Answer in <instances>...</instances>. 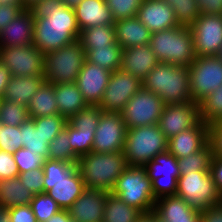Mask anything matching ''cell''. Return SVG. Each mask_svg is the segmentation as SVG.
Listing matches in <instances>:
<instances>
[{
    "label": "cell",
    "instance_id": "cell-1",
    "mask_svg": "<svg viewBox=\"0 0 222 222\" xmlns=\"http://www.w3.org/2000/svg\"><path fill=\"white\" fill-rule=\"evenodd\" d=\"M28 9L34 17L33 45L43 54L78 40L75 11L61 0H39Z\"/></svg>",
    "mask_w": 222,
    "mask_h": 222
},
{
    "label": "cell",
    "instance_id": "cell-2",
    "mask_svg": "<svg viewBox=\"0 0 222 222\" xmlns=\"http://www.w3.org/2000/svg\"><path fill=\"white\" fill-rule=\"evenodd\" d=\"M44 193L53 198L62 210H68L86 189L77 164L44 159Z\"/></svg>",
    "mask_w": 222,
    "mask_h": 222
},
{
    "label": "cell",
    "instance_id": "cell-3",
    "mask_svg": "<svg viewBox=\"0 0 222 222\" xmlns=\"http://www.w3.org/2000/svg\"><path fill=\"white\" fill-rule=\"evenodd\" d=\"M142 87L162 98L165 105L193 101L188 67L159 62L143 79Z\"/></svg>",
    "mask_w": 222,
    "mask_h": 222
},
{
    "label": "cell",
    "instance_id": "cell-4",
    "mask_svg": "<svg viewBox=\"0 0 222 222\" xmlns=\"http://www.w3.org/2000/svg\"><path fill=\"white\" fill-rule=\"evenodd\" d=\"M128 167L123 151L96 153L81 156L77 162L86 188L111 192L117 178Z\"/></svg>",
    "mask_w": 222,
    "mask_h": 222
},
{
    "label": "cell",
    "instance_id": "cell-5",
    "mask_svg": "<svg viewBox=\"0 0 222 222\" xmlns=\"http://www.w3.org/2000/svg\"><path fill=\"white\" fill-rule=\"evenodd\" d=\"M149 44L160 62L188 67L196 58L192 33L187 26L152 32Z\"/></svg>",
    "mask_w": 222,
    "mask_h": 222
},
{
    "label": "cell",
    "instance_id": "cell-6",
    "mask_svg": "<svg viewBox=\"0 0 222 222\" xmlns=\"http://www.w3.org/2000/svg\"><path fill=\"white\" fill-rule=\"evenodd\" d=\"M168 151V139L158 124L127 129L124 157L128 166L144 167L150 160Z\"/></svg>",
    "mask_w": 222,
    "mask_h": 222
},
{
    "label": "cell",
    "instance_id": "cell-7",
    "mask_svg": "<svg viewBox=\"0 0 222 222\" xmlns=\"http://www.w3.org/2000/svg\"><path fill=\"white\" fill-rule=\"evenodd\" d=\"M111 193L118 196L127 205L137 208L143 214L154 211L156 200L145 167L128 166L117 178Z\"/></svg>",
    "mask_w": 222,
    "mask_h": 222
},
{
    "label": "cell",
    "instance_id": "cell-8",
    "mask_svg": "<svg viewBox=\"0 0 222 222\" xmlns=\"http://www.w3.org/2000/svg\"><path fill=\"white\" fill-rule=\"evenodd\" d=\"M86 60V52L78 40L44 54V78L50 84L76 82Z\"/></svg>",
    "mask_w": 222,
    "mask_h": 222
},
{
    "label": "cell",
    "instance_id": "cell-9",
    "mask_svg": "<svg viewBox=\"0 0 222 222\" xmlns=\"http://www.w3.org/2000/svg\"><path fill=\"white\" fill-rule=\"evenodd\" d=\"M176 195L199 211L222 203V196L217 191L209 171L180 174Z\"/></svg>",
    "mask_w": 222,
    "mask_h": 222
},
{
    "label": "cell",
    "instance_id": "cell-10",
    "mask_svg": "<svg viewBox=\"0 0 222 222\" xmlns=\"http://www.w3.org/2000/svg\"><path fill=\"white\" fill-rule=\"evenodd\" d=\"M188 69L191 98L197 103L222 85V60L218 56L196 57Z\"/></svg>",
    "mask_w": 222,
    "mask_h": 222
},
{
    "label": "cell",
    "instance_id": "cell-11",
    "mask_svg": "<svg viewBox=\"0 0 222 222\" xmlns=\"http://www.w3.org/2000/svg\"><path fill=\"white\" fill-rule=\"evenodd\" d=\"M165 103L155 93L141 88L120 112L127 129L159 123Z\"/></svg>",
    "mask_w": 222,
    "mask_h": 222
},
{
    "label": "cell",
    "instance_id": "cell-12",
    "mask_svg": "<svg viewBox=\"0 0 222 222\" xmlns=\"http://www.w3.org/2000/svg\"><path fill=\"white\" fill-rule=\"evenodd\" d=\"M152 183L154 199L176 195L180 169L177 158L168 151L156 155L145 166Z\"/></svg>",
    "mask_w": 222,
    "mask_h": 222
},
{
    "label": "cell",
    "instance_id": "cell-13",
    "mask_svg": "<svg viewBox=\"0 0 222 222\" xmlns=\"http://www.w3.org/2000/svg\"><path fill=\"white\" fill-rule=\"evenodd\" d=\"M0 62L12 76H44V54L33 44L0 47Z\"/></svg>",
    "mask_w": 222,
    "mask_h": 222
},
{
    "label": "cell",
    "instance_id": "cell-14",
    "mask_svg": "<svg viewBox=\"0 0 222 222\" xmlns=\"http://www.w3.org/2000/svg\"><path fill=\"white\" fill-rule=\"evenodd\" d=\"M142 88V81L118 69L112 72L98 107L104 112L120 113L126 103Z\"/></svg>",
    "mask_w": 222,
    "mask_h": 222
},
{
    "label": "cell",
    "instance_id": "cell-15",
    "mask_svg": "<svg viewBox=\"0 0 222 222\" xmlns=\"http://www.w3.org/2000/svg\"><path fill=\"white\" fill-rule=\"evenodd\" d=\"M189 28L196 57L217 56L222 46V15L201 14Z\"/></svg>",
    "mask_w": 222,
    "mask_h": 222
},
{
    "label": "cell",
    "instance_id": "cell-16",
    "mask_svg": "<svg viewBox=\"0 0 222 222\" xmlns=\"http://www.w3.org/2000/svg\"><path fill=\"white\" fill-rule=\"evenodd\" d=\"M127 127L120 113L103 112L94 134L92 151L96 153L124 150Z\"/></svg>",
    "mask_w": 222,
    "mask_h": 222
},
{
    "label": "cell",
    "instance_id": "cell-17",
    "mask_svg": "<svg viewBox=\"0 0 222 222\" xmlns=\"http://www.w3.org/2000/svg\"><path fill=\"white\" fill-rule=\"evenodd\" d=\"M199 121V104L191 101L165 105L158 125L166 138L170 139L183 130L194 127Z\"/></svg>",
    "mask_w": 222,
    "mask_h": 222
},
{
    "label": "cell",
    "instance_id": "cell-18",
    "mask_svg": "<svg viewBox=\"0 0 222 222\" xmlns=\"http://www.w3.org/2000/svg\"><path fill=\"white\" fill-rule=\"evenodd\" d=\"M112 72L85 60L76 84L88 106H98L103 98Z\"/></svg>",
    "mask_w": 222,
    "mask_h": 222
},
{
    "label": "cell",
    "instance_id": "cell-19",
    "mask_svg": "<svg viewBox=\"0 0 222 222\" xmlns=\"http://www.w3.org/2000/svg\"><path fill=\"white\" fill-rule=\"evenodd\" d=\"M109 192L86 188L67 210L77 222H103L106 198Z\"/></svg>",
    "mask_w": 222,
    "mask_h": 222
},
{
    "label": "cell",
    "instance_id": "cell-20",
    "mask_svg": "<svg viewBox=\"0 0 222 222\" xmlns=\"http://www.w3.org/2000/svg\"><path fill=\"white\" fill-rule=\"evenodd\" d=\"M209 142V125L200 120L194 127L168 139V152L177 159L201 150Z\"/></svg>",
    "mask_w": 222,
    "mask_h": 222
},
{
    "label": "cell",
    "instance_id": "cell-21",
    "mask_svg": "<svg viewBox=\"0 0 222 222\" xmlns=\"http://www.w3.org/2000/svg\"><path fill=\"white\" fill-rule=\"evenodd\" d=\"M136 17L151 32L180 26L175 18L174 10L163 0H142Z\"/></svg>",
    "mask_w": 222,
    "mask_h": 222
},
{
    "label": "cell",
    "instance_id": "cell-22",
    "mask_svg": "<svg viewBox=\"0 0 222 222\" xmlns=\"http://www.w3.org/2000/svg\"><path fill=\"white\" fill-rule=\"evenodd\" d=\"M34 17L24 8L0 31V47H16L33 44Z\"/></svg>",
    "mask_w": 222,
    "mask_h": 222
},
{
    "label": "cell",
    "instance_id": "cell-23",
    "mask_svg": "<svg viewBox=\"0 0 222 222\" xmlns=\"http://www.w3.org/2000/svg\"><path fill=\"white\" fill-rule=\"evenodd\" d=\"M159 62L150 44L133 46L122 50L120 69L143 81Z\"/></svg>",
    "mask_w": 222,
    "mask_h": 222
},
{
    "label": "cell",
    "instance_id": "cell-24",
    "mask_svg": "<svg viewBox=\"0 0 222 222\" xmlns=\"http://www.w3.org/2000/svg\"><path fill=\"white\" fill-rule=\"evenodd\" d=\"M154 212L166 222H200V211L177 195L157 199Z\"/></svg>",
    "mask_w": 222,
    "mask_h": 222
},
{
    "label": "cell",
    "instance_id": "cell-25",
    "mask_svg": "<svg viewBox=\"0 0 222 222\" xmlns=\"http://www.w3.org/2000/svg\"><path fill=\"white\" fill-rule=\"evenodd\" d=\"M74 11L80 31L98 25H114L115 22L105 0H83Z\"/></svg>",
    "mask_w": 222,
    "mask_h": 222
},
{
    "label": "cell",
    "instance_id": "cell-26",
    "mask_svg": "<svg viewBox=\"0 0 222 222\" xmlns=\"http://www.w3.org/2000/svg\"><path fill=\"white\" fill-rule=\"evenodd\" d=\"M114 27L116 42L123 49L150 43L152 32L136 16L116 20Z\"/></svg>",
    "mask_w": 222,
    "mask_h": 222
},
{
    "label": "cell",
    "instance_id": "cell-27",
    "mask_svg": "<svg viewBox=\"0 0 222 222\" xmlns=\"http://www.w3.org/2000/svg\"><path fill=\"white\" fill-rule=\"evenodd\" d=\"M44 82L43 76H12L2 99L27 107L30 99Z\"/></svg>",
    "mask_w": 222,
    "mask_h": 222
},
{
    "label": "cell",
    "instance_id": "cell-28",
    "mask_svg": "<svg viewBox=\"0 0 222 222\" xmlns=\"http://www.w3.org/2000/svg\"><path fill=\"white\" fill-rule=\"evenodd\" d=\"M54 91L58 114L65 116L67 119L88 107L75 82L54 84Z\"/></svg>",
    "mask_w": 222,
    "mask_h": 222
},
{
    "label": "cell",
    "instance_id": "cell-29",
    "mask_svg": "<svg viewBox=\"0 0 222 222\" xmlns=\"http://www.w3.org/2000/svg\"><path fill=\"white\" fill-rule=\"evenodd\" d=\"M34 196L33 192L23 185L18 176L0 180V206L9 209L21 205H30Z\"/></svg>",
    "mask_w": 222,
    "mask_h": 222
},
{
    "label": "cell",
    "instance_id": "cell-30",
    "mask_svg": "<svg viewBox=\"0 0 222 222\" xmlns=\"http://www.w3.org/2000/svg\"><path fill=\"white\" fill-rule=\"evenodd\" d=\"M27 109L29 118L58 114L54 84L44 82L30 99Z\"/></svg>",
    "mask_w": 222,
    "mask_h": 222
},
{
    "label": "cell",
    "instance_id": "cell-31",
    "mask_svg": "<svg viewBox=\"0 0 222 222\" xmlns=\"http://www.w3.org/2000/svg\"><path fill=\"white\" fill-rule=\"evenodd\" d=\"M143 213L135 207L127 205L118 196L108 193L103 222H137Z\"/></svg>",
    "mask_w": 222,
    "mask_h": 222
},
{
    "label": "cell",
    "instance_id": "cell-32",
    "mask_svg": "<svg viewBox=\"0 0 222 222\" xmlns=\"http://www.w3.org/2000/svg\"><path fill=\"white\" fill-rule=\"evenodd\" d=\"M122 50L123 48L118 43L106 47L85 49L86 60L114 72L121 67Z\"/></svg>",
    "mask_w": 222,
    "mask_h": 222
},
{
    "label": "cell",
    "instance_id": "cell-33",
    "mask_svg": "<svg viewBox=\"0 0 222 222\" xmlns=\"http://www.w3.org/2000/svg\"><path fill=\"white\" fill-rule=\"evenodd\" d=\"M78 41L83 49H95L116 44L114 25H98L81 30Z\"/></svg>",
    "mask_w": 222,
    "mask_h": 222
},
{
    "label": "cell",
    "instance_id": "cell-34",
    "mask_svg": "<svg viewBox=\"0 0 222 222\" xmlns=\"http://www.w3.org/2000/svg\"><path fill=\"white\" fill-rule=\"evenodd\" d=\"M20 126L21 142L23 147L31 150L33 153L47 159L49 153V143L47 139L41 134L39 129L35 128L33 118H28Z\"/></svg>",
    "mask_w": 222,
    "mask_h": 222
},
{
    "label": "cell",
    "instance_id": "cell-35",
    "mask_svg": "<svg viewBox=\"0 0 222 222\" xmlns=\"http://www.w3.org/2000/svg\"><path fill=\"white\" fill-rule=\"evenodd\" d=\"M213 154V147L209 141L201 150L185 158L177 159L180 174L191 173V171H210Z\"/></svg>",
    "mask_w": 222,
    "mask_h": 222
},
{
    "label": "cell",
    "instance_id": "cell-36",
    "mask_svg": "<svg viewBox=\"0 0 222 222\" xmlns=\"http://www.w3.org/2000/svg\"><path fill=\"white\" fill-rule=\"evenodd\" d=\"M199 118L206 124L222 119V85L199 103Z\"/></svg>",
    "mask_w": 222,
    "mask_h": 222
},
{
    "label": "cell",
    "instance_id": "cell-37",
    "mask_svg": "<svg viewBox=\"0 0 222 222\" xmlns=\"http://www.w3.org/2000/svg\"><path fill=\"white\" fill-rule=\"evenodd\" d=\"M47 158L77 164L79 157L72 150L68 132L65 129L51 140Z\"/></svg>",
    "mask_w": 222,
    "mask_h": 222
},
{
    "label": "cell",
    "instance_id": "cell-38",
    "mask_svg": "<svg viewBox=\"0 0 222 222\" xmlns=\"http://www.w3.org/2000/svg\"><path fill=\"white\" fill-rule=\"evenodd\" d=\"M64 129L68 132L72 150L79 158L92 152L95 131L78 130L69 122Z\"/></svg>",
    "mask_w": 222,
    "mask_h": 222
},
{
    "label": "cell",
    "instance_id": "cell-39",
    "mask_svg": "<svg viewBox=\"0 0 222 222\" xmlns=\"http://www.w3.org/2000/svg\"><path fill=\"white\" fill-rule=\"evenodd\" d=\"M174 10L179 25L189 27L200 15L196 0H163Z\"/></svg>",
    "mask_w": 222,
    "mask_h": 222
},
{
    "label": "cell",
    "instance_id": "cell-40",
    "mask_svg": "<svg viewBox=\"0 0 222 222\" xmlns=\"http://www.w3.org/2000/svg\"><path fill=\"white\" fill-rule=\"evenodd\" d=\"M29 118L26 106L14 101L0 100V121L7 126H19Z\"/></svg>",
    "mask_w": 222,
    "mask_h": 222
},
{
    "label": "cell",
    "instance_id": "cell-41",
    "mask_svg": "<svg viewBox=\"0 0 222 222\" xmlns=\"http://www.w3.org/2000/svg\"><path fill=\"white\" fill-rule=\"evenodd\" d=\"M103 112L98 106H88L72 115L68 122L78 130L95 131Z\"/></svg>",
    "mask_w": 222,
    "mask_h": 222
},
{
    "label": "cell",
    "instance_id": "cell-42",
    "mask_svg": "<svg viewBox=\"0 0 222 222\" xmlns=\"http://www.w3.org/2000/svg\"><path fill=\"white\" fill-rule=\"evenodd\" d=\"M37 222H45L54 214L62 210L57 202L47 193H39L34 196L30 204Z\"/></svg>",
    "mask_w": 222,
    "mask_h": 222
},
{
    "label": "cell",
    "instance_id": "cell-43",
    "mask_svg": "<svg viewBox=\"0 0 222 222\" xmlns=\"http://www.w3.org/2000/svg\"><path fill=\"white\" fill-rule=\"evenodd\" d=\"M33 119L35 128L40 130L41 134L47 139L49 144L51 143V140L65 128V125L68 122V119L65 116L59 114Z\"/></svg>",
    "mask_w": 222,
    "mask_h": 222
},
{
    "label": "cell",
    "instance_id": "cell-44",
    "mask_svg": "<svg viewBox=\"0 0 222 222\" xmlns=\"http://www.w3.org/2000/svg\"><path fill=\"white\" fill-rule=\"evenodd\" d=\"M113 19L120 20L135 17L142 0H105Z\"/></svg>",
    "mask_w": 222,
    "mask_h": 222
},
{
    "label": "cell",
    "instance_id": "cell-45",
    "mask_svg": "<svg viewBox=\"0 0 222 222\" xmlns=\"http://www.w3.org/2000/svg\"><path fill=\"white\" fill-rule=\"evenodd\" d=\"M20 148H23L20 126L2 124L0 129V150L14 154Z\"/></svg>",
    "mask_w": 222,
    "mask_h": 222
},
{
    "label": "cell",
    "instance_id": "cell-46",
    "mask_svg": "<svg viewBox=\"0 0 222 222\" xmlns=\"http://www.w3.org/2000/svg\"><path fill=\"white\" fill-rule=\"evenodd\" d=\"M13 156L19 173H25L36 168H41L44 162V158L24 147L18 149Z\"/></svg>",
    "mask_w": 222,
    "mask_h": 222
},
{
    "label": "cell",
    "instance_id": "cell-47",
    "mask_svg": "<svg viewBox=\"0 0 222 222\" xmlns=\"http://www.w3.org/2000/svg\"><path fill=\"white\" fill-rule=\"evenodd\" d=\"M23 185L27 186L29 191L34 195L44 193V172L43 168H36L18 175Z\"/></svg>",
    "mask_w": 222,
    "mask_h": 222
},
{
    "label": "cell",
    "instance_id": "cell-48",
    "mask_svg": "<svg viewBox=\"0 0 222 222\" xmlns=\"http://www.w3.org/2000/svg\"><path fill=\"white\" fill-rule=\"evenodd\" d=\"M19 170L11 153L0 150V180L15 178Z\"/></svg>",
    "mask_w": 222,
    "mask_h": 222
},
{
    "label": "cell",
    "instance_id": "cell-49",
    "mask_svg": "<svg viewBox=\"0 0 222 222\" xmlns=\"http://www.w3.org/2000/svg\"><path fill=\"white\" fill-rule=\"evenodd\" d=\"M25 7L19 4H0V31L5 28Z\"/></svg>",
    "mask_w": 222,
    "mask_h": 222
},
{
    "label": "cell",
    "instance_id": "cell-50",
    "mask_svg": "<svg viewBox=\"0 0 222 222\" xmlns=\"http://www.w3.org/2000/svg\"><path fill=\"white\" fill-rule=\"evenodd\" d=\"M11 222H37L30 205H21L8 209Z\"/></svg>",
    "mask_w": 222,
    "mask_h": 222
},
{
    "label": "cell",
    "instance_id": "cell-51",
    "mask_svg": "<svg viewBox=\"0 0 222 222\" xmlns=\"http://www.w3.org/2000/svg\"><path fill=\"white\" fill-rule=\"evenodd\" d=\"M209 141L214 154L222 157V119L209 125Z\"/></svg>",
    "mask_w": 222,
    "mask_h": 222
},
{
    "label": "cell",
    "instance_id": "cell-52",
    "mask_svg": "<svg viewBox=\"0 0 222 222\" xmlns=\"http://www.w3.org/2000/svg\"><path fill=\"white\" fill-rule=\"evenodd\" d=\"M212 180L215 183L217 191L222 196V157L213 154L211 164H210V171Z\"/></svg>",
    "mask_w": 222,
    "mask_h": 222
},
{
    "label": "cell",
    "instance_id": "cell-53",
    "mask_svg": "<svg viewBox=\"0 0 222 222\" xmlns=\"http://www.w3.org/2000/svg\"><path fill=\"white\" fill-rule=\"evenodd\" d=\"M201 14L222 15V0H196Z\"/></svg>",
    "mask_w": 222,
    "mask_h": 222
},
{
    "label": "cell",
    "instance_id": "cell-54",
    "mask_svg": "<svg viewBox=\"0 0 222 222\" xmlns=\"http://www.w3.org/2000/svg\"><path fill=\"white\" fill-rule=\"evenodd\" d=\"M200 222H222V203L200 211Z\"/></svg>",
    "mask_w": 222,
    "mask_h": 222
},
{
    "label": "cell",
    "instance_id": "cell-55",
    "mask_svg": "<svg viewBox=\"0 0 222 222\" xmlns=\"http://www.w3.org/2000/svg\"><path fill=\"white\" fill-rule=\"evenodd\" d=\"M11 77L10 70L0 62V100L3 98L6 86Z\"/></svg>",
    "mask_w": 222,
    "mask_h": 222
},
{
    "label": "cell",
    "instance_id": "cell-56",
    "mask_svg": "<svg viewBox=\"0 0 222 222\" xmlns=\"http://www.w3.org/2000/svg\"><path fill=\"white\" fill-rule=\"evenodd\" d=\"M45 222H77L69 216L67 210H60Z\"/></svg>",
    "mask_w": 222,
    "mask_h": 222
},
{
    "label": "cell",
    "instance_id": "cell-57",
    "mask_svg": "<svg viewBox=\"0 0 222 222\" xmlns=\"http://www.w3.org/2000/svg\"><path fill=\"white\" fill-rule=\"evenodd\" d=\"M0 222H11L9 211L4 206H0Z\"/></svg>",
    "mask_w": 222,
    "mask_h": 222
},
{
    "label": "cell",
    "instance_id": "cell-58",
    "mask_svg": "<svg viewBox=\"0 0 222 222\" xmlns=\"http://www.w3.org/2000/svg\"><path fill=\"white\" fill-rule=\"evenodd\" d=\"M64 5L74 9L80 4L83 0H61Z\"/></svg>",
    "mask_w": 222,
    "mask_h": 222
},
{
    "label": "cell",
    "instance_id": "cell-59",
    "mask_svg": "<svg viewBox=\"0 0 222 222\" xmlns=\"http://www.w3.org/2000/svg\"><path fill=\"white\" fill-rule=\"evenodd\" d=\"M153 222H166L162 218H160L154 211H151L147 214Z\"/></svg>",
    "mask_w": 222,
    "mask_h": 222
},
{
    "label": "cell",
    "instance_id": "cell-60",
    "mask_svg": "<svg viewBox=\"0 0 222 222\" xmlns=\"http://www.w3.org/2000/svg\"><path fill=\"white\" fill-rule=\"evenodd\" d=\"M3 3L23 5L22 0H0V4H3Z\"/></svg>",
    "mask_w": 222,
    "mask_h": 222
},
{
    "label": "cell",
    "instance_id": "cell-61",
    "mask_svg": "<svg viewBox=\"0 0 222 222\" xmlns=\"http://www.w3.org/2000/svg\"><path fill=\"white\" fill-rule=\"evenodd\" d=\"M137 222H153V221L147 214H143V216Z\"/></svg>",
    "mask_w": 222,
    "mask_h": 222
},
{
    "label": "cell",
    "instance_id": "cell-62",
    "mask_svg": "<svg viewBox=\"0 0 222 222\" xmlns=\"http://www.w3.org/2000/svg\"><path fill=\"white\" fill-rule=\"evenodd\" d=\"M23 1V6L25 8H28L31 6L34 2L39 1V0H22Z\"/></svg>",
    "mask_w": 222,
    "mask_h": 222
},
{
    "label": "cell",
    "instance_id": "cell-63",
    "mask_svg": "<svg viewBox=\"0 0 222 222\" xmlns=\"http://www.w3.org/2000/svg\"><path fill=\"white\" fill-rule=\"evenodd\" d=\"M217 56L222 60V46L220 47V50H219Z\"/></svg>",
    "mask_w": 222,
    "mask_h": 222
}]
</instances>
